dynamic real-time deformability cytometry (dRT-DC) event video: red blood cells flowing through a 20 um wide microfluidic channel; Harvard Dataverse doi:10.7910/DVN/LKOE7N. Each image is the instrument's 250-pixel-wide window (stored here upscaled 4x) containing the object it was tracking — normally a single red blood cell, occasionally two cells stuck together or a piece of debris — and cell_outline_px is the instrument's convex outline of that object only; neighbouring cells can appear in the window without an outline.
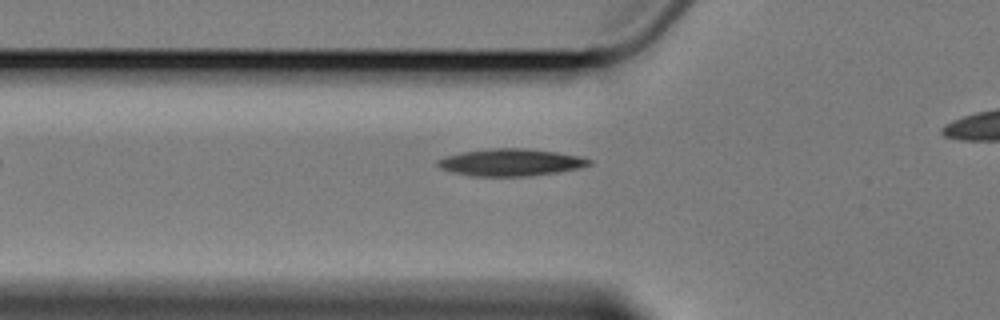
{"species": "Egyptian fruit bat (a non-hibernating species)", "species_latin": "Rousettus aegyptiacus", "temperature_condition": "cold", "stored_images_in_passage": 6, "camera_frame_rate_fps": 3000, "um_per_image_px": 0.085, "animal": {"sex": "female"}, "frame": {"image": 1, "passage_image": 5, "time_ms": 5.667, "image_size_px": [1000, 320], "cell_outline_px": [[592, 164], [580, 168], [556, 172], [528, 176], [472, 176], [452, 172], [440, 168], [436, 164], [436, 160], [444, 156], [464, 152], [492, 148], [528, 148], [556, 152], [580, 156], [592, 160]], "centroid_in_image_um": [43.4, 13.8], "position_along_channel_um": 82.4, "area_um2": 23.99}}